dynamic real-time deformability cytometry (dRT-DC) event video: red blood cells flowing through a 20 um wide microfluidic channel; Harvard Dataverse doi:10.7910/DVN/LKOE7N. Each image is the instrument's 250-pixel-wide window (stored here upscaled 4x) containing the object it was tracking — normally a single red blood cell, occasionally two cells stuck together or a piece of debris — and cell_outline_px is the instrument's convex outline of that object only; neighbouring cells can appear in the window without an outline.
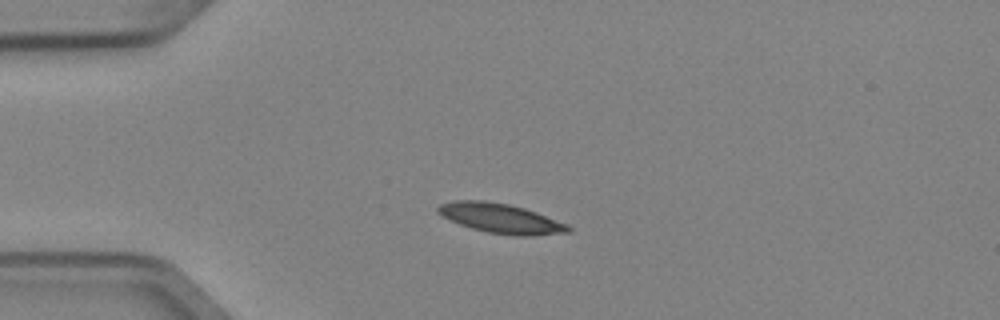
{"species": "Egyptian fruit bat (a non-hibernating species)", "species_latin": "Rousettus aegyptiacus", "temperature_condition": "cold", "stored_images_in_passage": 7, "camera_frame_rate_fps": 3000, "um_per_image_px": 0.085, "animal": {"sex": "female"}, "frame": {"image": 1, "passage_image": 3, "time_ms": 0.667, "image_size_px": [1000, 320], "cell_outline_px": [[572, 232], [532, 236], [516, 236], [488, 232], [472, 228], [460, 224], [440, 216], [436, 212], [436, 208], [440, 204], [452, 200], [484, 200], [508, 204], [524, 208], [536, 212], [568, 224], [572, 228]], "centroid_in_image_um": [42.56, 18.56], "position_along_channel_um": 42.4, "area_um2": 22.72}}
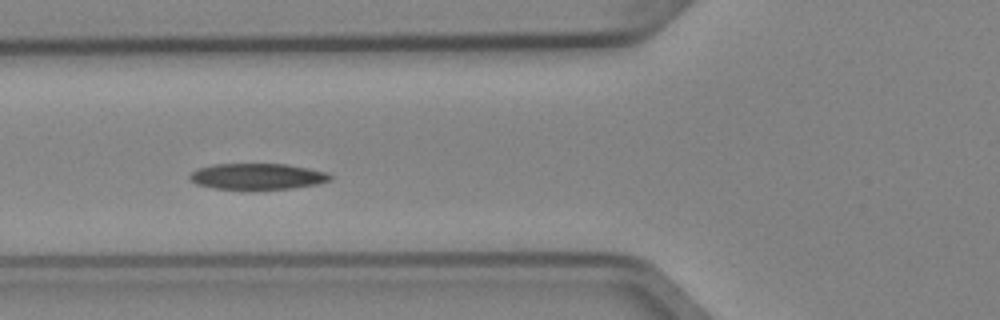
{"frame": {"image": 2, "passage_image": 5, "time_ms": 1.333, "image_size_px": [1000, 320], "cell_outline_px": [[332, 180], [320, 184], [292, 188], [216, 188], [196, 184], [188, 176], [196, 168], [212, 164], [284, 164], [308, 168], [328, 172], [332, 176]], "centroid_in_image_um": [21.91, 14.98], "position_along_channel_um": 103.9, "area_um2": 21.1}}
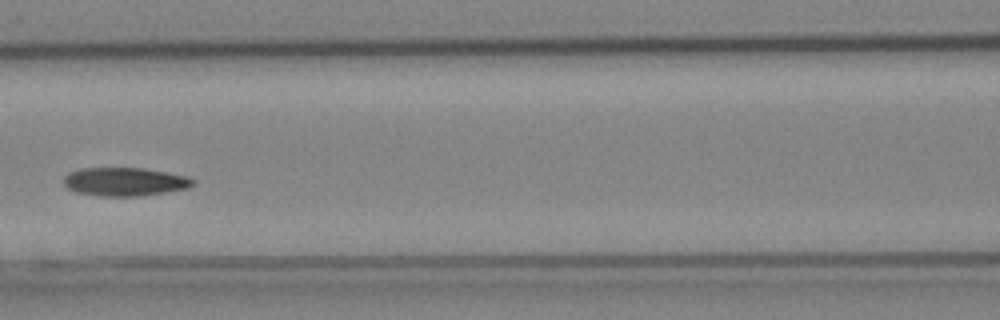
{"frame": {"image": 3, "passage_image": 6, "time_ms": 1.667, "image_size_px": [1000, 320], "cell_outline_px": [[196, 184], [188, 188], [140, 196], [100, 196], [76, 192], [68, 188], [64, 184], [64, 176], [68, 172], [84, 168], [144, 168], [188, 176], [196, 180]], "centroid_in_image_um": [10.63, 15.44], "position_along_channel_um": 156.0, "area_um2": 21.5}}